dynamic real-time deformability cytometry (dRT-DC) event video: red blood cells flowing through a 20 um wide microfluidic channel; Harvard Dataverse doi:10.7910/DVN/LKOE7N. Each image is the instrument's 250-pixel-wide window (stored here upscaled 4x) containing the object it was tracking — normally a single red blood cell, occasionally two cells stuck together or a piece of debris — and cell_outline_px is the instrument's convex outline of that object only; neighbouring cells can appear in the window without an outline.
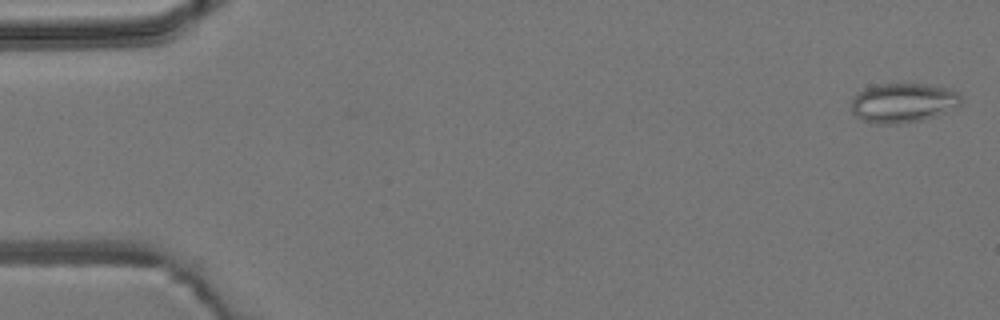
{"species": "common noctule bat (a hibernating species)", "species_latin": "Nyctalus noctula", "temperature_condition": "room temperature", "stored_images_in_passage": 5, "camera_frame_rate_fps": 3000, "um_per_image_px": 0.085, "animal": {"sex": "male", "body_mass_g": 19.2, "forearm_length_mm": 51.8}, "frame": {"image": 1, "passage_image": 1, "time_ms": 0.0, "image_size_px": [1000, 320], "cell_outline_px": [[964, 96], [960, 104], [936, 116], [920, 120], [896, 124], [872, 124], [856, 116], [852, 112], [852, 100], [856, 92], [880, 84], [928, 84], [948, 88], [960, 92]], "centroid_in_image_um": [76.78, 8.74], "position_along_channel_um": 8.2, "area_um2": 25.32}}